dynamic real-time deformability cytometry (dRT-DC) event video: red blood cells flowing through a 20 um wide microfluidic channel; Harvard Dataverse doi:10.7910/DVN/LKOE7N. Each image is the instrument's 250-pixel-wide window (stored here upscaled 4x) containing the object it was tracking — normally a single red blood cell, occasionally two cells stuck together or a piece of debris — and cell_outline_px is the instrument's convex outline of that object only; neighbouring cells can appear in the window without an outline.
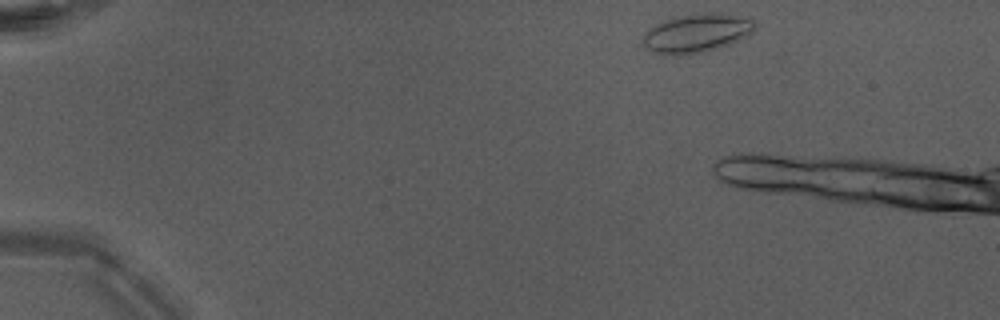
{"species": "Egyptian fruit bat (a non-hibernating species)", "species_latin": "Rousettus aegyptiacus", "temperature_condition": "warm", "stored_images_in_passage": 8, "camera_frame_rate_fps": 3000, "um_per_image_px": 0.085, "animal": {"sex": "male"}, "frame": {"image": 1, "passage_image": 1, "time_ms": 0.0, "image_size_px": [1000, 320], "cell_outline_px": [[756, 28], [752, 32], [728, 44], [716, 48], [700, 52], [672, 56], [664, 56], [652, 52], [644, 44], [644, 32], [648, 28], [672, 16], [708, 12], [720, 12], [752, 20]], "centroid_in_image_um": [59.14, 2.81], "position_along_channel_um": 25.9, "area_um2": 25.09}}